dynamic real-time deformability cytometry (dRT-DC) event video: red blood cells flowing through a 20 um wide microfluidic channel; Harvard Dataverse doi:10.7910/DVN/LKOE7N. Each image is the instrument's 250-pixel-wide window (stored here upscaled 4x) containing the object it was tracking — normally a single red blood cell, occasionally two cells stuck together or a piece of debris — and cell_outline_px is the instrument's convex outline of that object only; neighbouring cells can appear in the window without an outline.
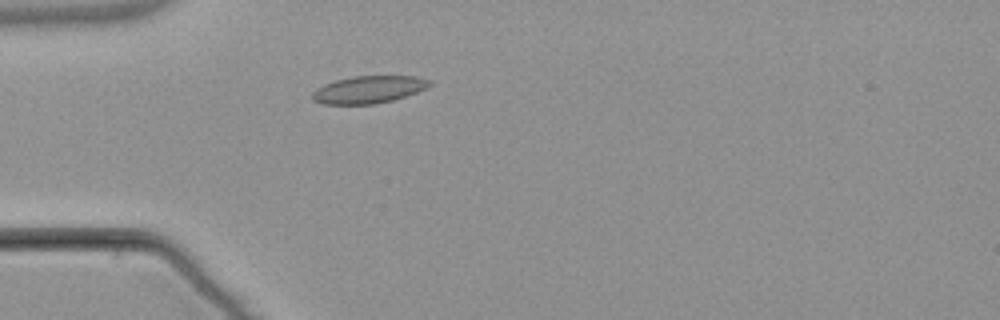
{"species": "common noctule bat (a hibernating species)", "species_latin": "Nyctalus noctula", "temperature_condition": "warm", "stored_images_in_passage": 1, "camera_frame_rate_fps": 3000, "um_per_image_px": 0.085, "animal": {"sex": "male", "body_mass_g": 21.5, "forearm_length_mm": 52.0}, "frame": {"image": 1, "passage_image": 1, "time_ms": 0.0, "image_size_px": [1000, 320], "cell_outline_px": [[432, 84], [428, 88], [392, 100], [376, 104], [324, 104], [312, 100], [312, 92], [316, 88], [324, 84], [336, 80], [352, 76], [416, 76], [432, 80]], "centroid_in_image_um": [31.34, 7.6], "position_along_channel_um": 53.7, "area_um2": 18.79}}